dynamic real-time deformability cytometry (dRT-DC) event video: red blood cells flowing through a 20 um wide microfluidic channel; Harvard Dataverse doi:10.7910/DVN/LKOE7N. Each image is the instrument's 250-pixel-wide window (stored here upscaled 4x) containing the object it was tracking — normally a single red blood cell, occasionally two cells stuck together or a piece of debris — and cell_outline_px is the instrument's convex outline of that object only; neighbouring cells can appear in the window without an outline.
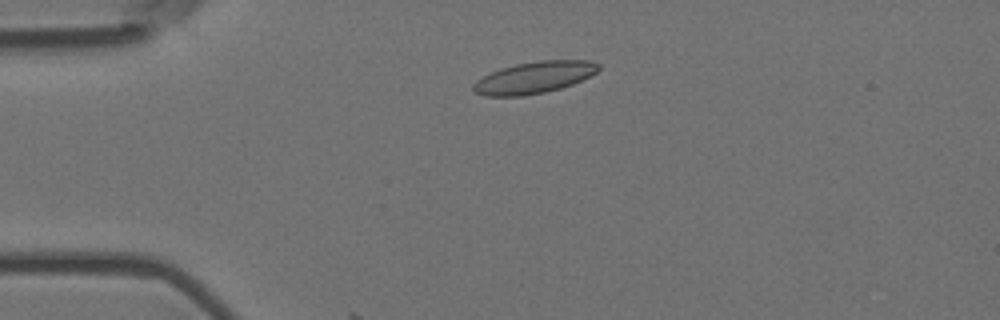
{"species": "Egyptian fruit bat (a non-hibernating species)", "species_latin": "Rousettus aegyptiacus", "temperature_condition": "room temperature", "stored_images_in_passage": 12, "camera_frame_rate_fps": 3000, "um_per_image_px": 0.085, "animal": {"sex": "female"}, "frame": {"image": 1, "passage_image": 9, "time_ms": 2.667, "image_size_px": [1000, 320], "cell_outline_px": [[600, 68], [596, 72], [572, 84], [560, 88], [544, 92], [524, 96], [484, 96], [476, 92], [472, 88], [472, 84], [476, 80], [500, 68], [516, 64], [540, 60], [592, 60], [600, 64]], "centroid_in_image_um": [45.4, 6.58], "position_along_channel_um": 39.6, "area_um2": 23.06}}